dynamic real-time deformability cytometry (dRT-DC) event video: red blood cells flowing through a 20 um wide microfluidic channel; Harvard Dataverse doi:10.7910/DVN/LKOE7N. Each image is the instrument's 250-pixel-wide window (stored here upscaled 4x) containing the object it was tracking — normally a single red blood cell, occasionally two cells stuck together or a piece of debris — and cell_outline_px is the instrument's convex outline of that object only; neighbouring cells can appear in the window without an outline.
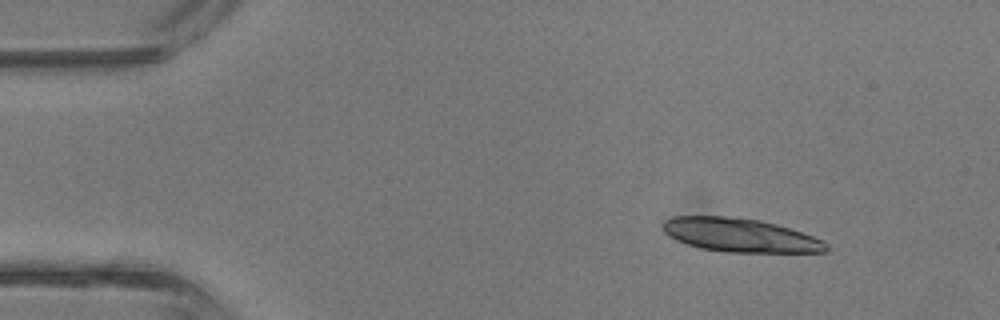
{"species": "common noctule bat (a hibernating species)", "species_latin": "Nyctalus noctula", "temperature_condition": "room temperature", "stored_images_in_passage": 3, "camera_frame_rate_fps": 3000, "um_per_image_px": 0.085, "animal": {"sex": "male", "body_mass_g": 13.3}, "frame": {"image": 1, "passage_image": 1, "time_ms": 0.0, "image_size_px": [1000, 320], "cell_outline_px": [[828, 252], [728, 252], [700, 248], [676, 240], [664, 232], [664, 220], [672, 216], [724, 216], [760, 220], [776, 224], [824, 240], [828, 244]], "centroid_in_image_um": [62.91, 19.99], "position_along_channel_um": 22.1, "area_um2": 31.85}}